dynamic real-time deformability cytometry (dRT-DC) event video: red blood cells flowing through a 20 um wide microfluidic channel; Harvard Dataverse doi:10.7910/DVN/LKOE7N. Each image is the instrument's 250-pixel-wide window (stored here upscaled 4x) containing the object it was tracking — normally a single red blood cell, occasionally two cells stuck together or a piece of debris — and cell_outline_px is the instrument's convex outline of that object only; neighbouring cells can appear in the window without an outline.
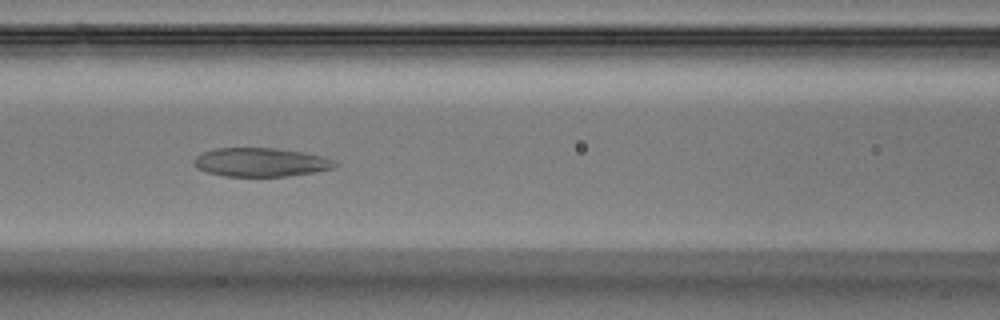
{"species": "Egyptian fruit bat (a non-hibernating species)", "species_latin": "Rousettus aegyptiacus", "temperature_condition": "warm", "stored_images_in_passage": 39, "camera_frame_rate_fps": 3000, "um_per_image_px": 0.085, "animal": {"sex": "male"}, "frame": {"image": 1, "passage_image": 10, "time_ms": 3.0, "image_size_px": [1000, 320], "cell_outline_px": [[340, 164], [336, 168], [312, 172], [284, 176], [224, 176], [208, 172], [196, 168], [192, 160], [196, 156], [204, 152], [216, 148], [276, 148], [304, 152], [324, 156], [336, 160]], "centroid_in_image_um": [22.21, 13.78], "position_along_channel_um": 144.4, "area_um2": 23.76}}
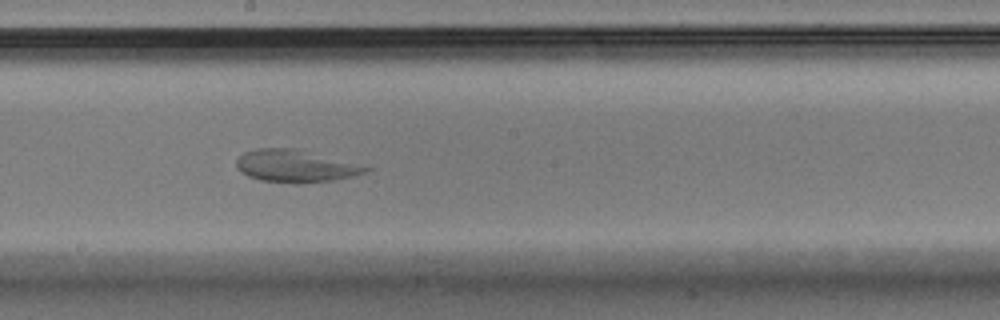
{"frame": {"image": 2, "passage_image": 16, "time_ms": 5.0, "image_size_px": [1000, 320], "cell_outline_px": [[372, 168], [364, 172], [352, 176], [332, 180], [300, 184], [296, 184], [260, 180], [248, 176], [240, 172], [236, 168], [236, 160], [244, 152], [256, 148], [292, 148]], "centroid_in_image_um": [25.0, 14.13], "position_along_channel_um": 223.2, "area_um2": 23.93}}
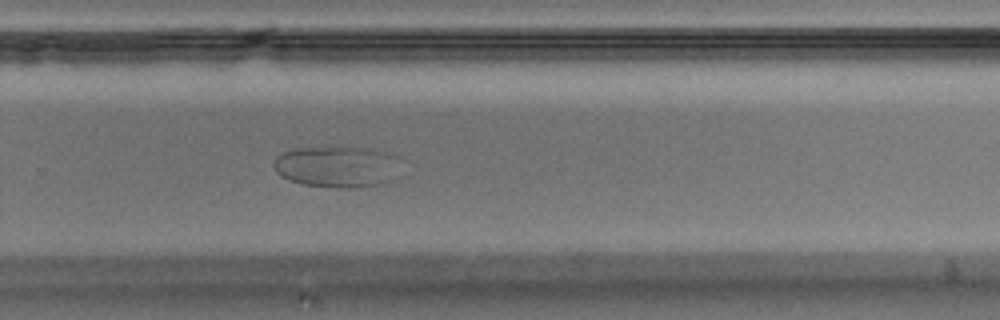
{"frame": {"image": 3, "passage_image": 22, "time_ms": 7.0, "image_size_px": [1000, 320], "cell_outline_px": [[392, 180], [384, 184], [356, 188], [336, 188], [300, 184], [288, 180], [280, 176], [276, 172], [276, 156], [280, 152], [296, 148], [372, 148], [388, 152]], "centroid_in_image_um": [28.47, 14.2], "position_along_channel_um": 301.3, "area_um2": 29.59}}